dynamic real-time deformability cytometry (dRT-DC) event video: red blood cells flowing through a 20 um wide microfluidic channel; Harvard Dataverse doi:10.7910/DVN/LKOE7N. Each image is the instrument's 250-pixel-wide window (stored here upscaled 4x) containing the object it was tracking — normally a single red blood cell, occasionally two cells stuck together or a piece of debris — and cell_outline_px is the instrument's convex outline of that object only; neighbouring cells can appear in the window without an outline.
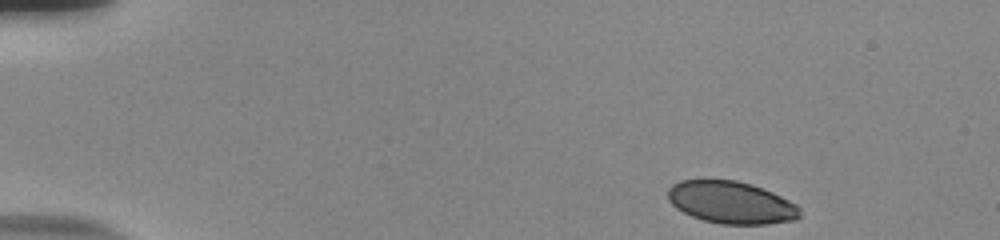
{"species": "human", "species_latin": "Homo sapiens", "temperature_condition": "room temperature", "stored_images_in_passage": 49, "camera_frame_rate_fps": 3000, "um_per_image_px": 0.085, "donor": {"sex": "male"}, "frame": {"image": 1, "passage_image": 1, "time_ms": 0.0, "image_size_px": [1000, 240], "cell_outline_px": [[800, 216], [796, 220], [768, 224], [720, 224], [704, 220], [692, 216], [676, 208], [668, 200], [668, 188], [672, 184], [680, 180], [736, 180], [752, 184], [772, 192], [796, 204], [800, 208]], "centroid_in_image_um": [62.15, 17.21], "position_along_channel_um": 22.9, "area_um2": 32.54}}
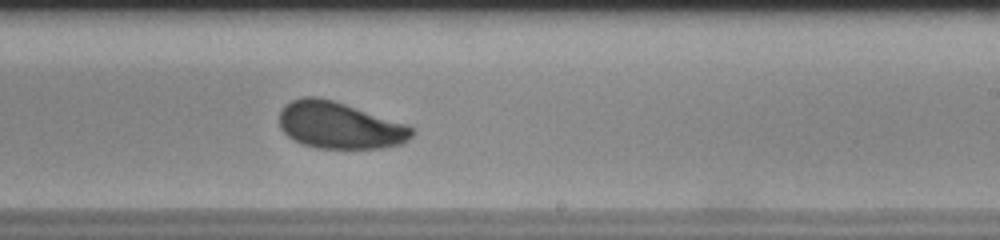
{"frame": {"image": 2, "passage_image": 29, "time_ms": 9.333, "image_size_px": [1000, 240], "cell_outline_px": [[416, 132], [408, 140], [400, 144], [380, 148], [316, 148], [304, 144], [288, 136], [280, 128], [280, 112], [284, 104], [300, 96], [316, 96], [332, 100], [408, 124]], "centroid_in_image_um": [28.87, 10.65], "position_along_channel_um": 260.1, "area_um2": 36.07}}
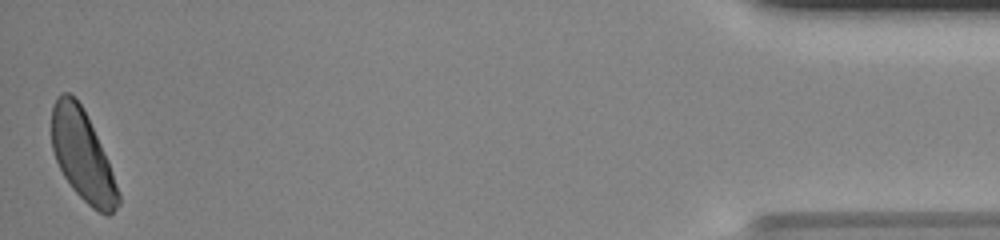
{"frame": {"image": 3, "passage_image": 49, "time_ms": 16.0, "image_size_px": [1000, 240], "cell_outline_px": [[120, 204], [108, 216], [92, 208], [72, 188], [64, 176], [56, 160], [52, 148], [52, 104], [56, 96], [64, 92], [68, 92], [80, 104], [108, 160], [120, 196]], "centroid_in_image_um": [7.0, 13.24], "position_along_channel_um": 428.2, "area_um2": 34.39}, "authors_computed_cell_mechanics": {"area_um2": 35.547, "velocity_mm_per_s": 3.7198, "shape_relaxation_time_tau1_ms": 3.0602, "shape_relaxation_time_tau2_ms": null, "deformation_change_tau1": 0.0991, "deformation_change_tau2": null}}